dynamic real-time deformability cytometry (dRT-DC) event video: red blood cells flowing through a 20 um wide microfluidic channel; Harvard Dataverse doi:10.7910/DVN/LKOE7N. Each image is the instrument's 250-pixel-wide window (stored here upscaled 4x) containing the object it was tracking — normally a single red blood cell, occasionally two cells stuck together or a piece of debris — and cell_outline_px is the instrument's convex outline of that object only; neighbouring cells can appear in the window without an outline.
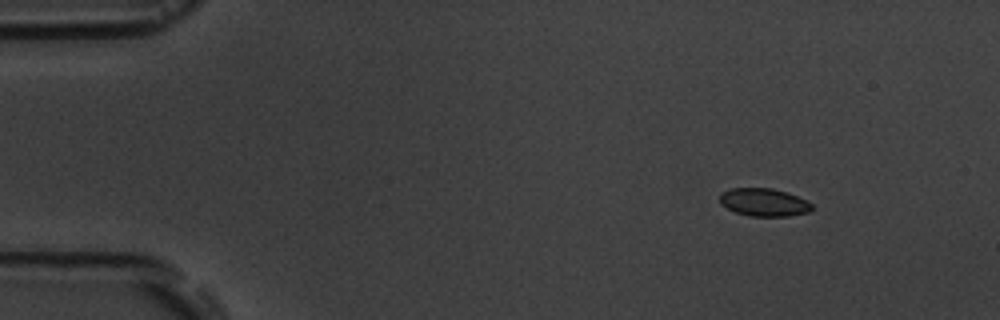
{"species": "common noctule bat (a hibernating species)", "species_latin": "Nyctalus noctula", "temperature_condition": "room temperature", "stored_images_in_passage": 4, "camera_frame_rate_fps": 3000, "um_per_image_px": 0.085, "animal": {"sex": "male", "body_mass_g": 19.5, "forearm_length_mm": 54.6}, "frame": {"image": 1, "passage_image": 1, "time_ms": 0.0, "image_size_px": [1000, 320], "cell_outline_px": [[812, 208], [808, 212], [788, 216], [748, 216], [736, 212], [720, 204], [720, 192], [728, 188], [772, 188], [788, 192], [812, 204]], "centroid_in_image_um": [64.89, 17.18], "position_along_channel_um": 20.1, "area_um2": 14.97}}
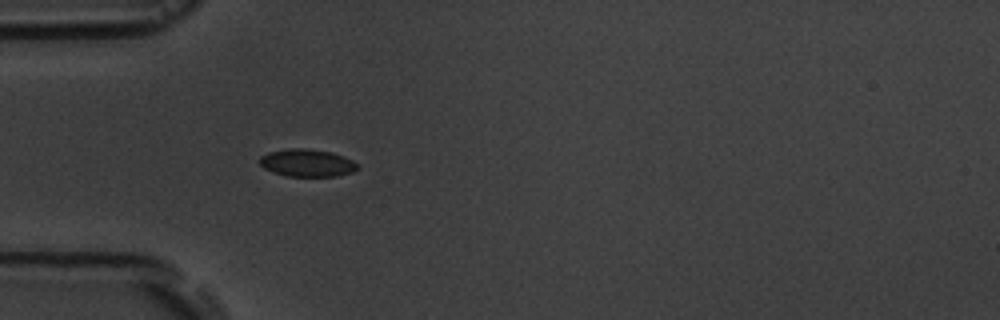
{"frame": {"image": 2, "passage_image": 4, "time_ms": 3.333, "image_size_px": [1000, 320], "cell_outline_px": [[360, 168], [352, 172], [336, 176], [288, 176], [264, 168], [260, 164], [260, 156], [268, 152], [292, 148], [304, 148], [332, 152], [344, 156], [352, 160]], "centroid_in_image_um": [26.12, 13.84], "position_along_channel_um": 58.9, "area_um2": 15.55}}